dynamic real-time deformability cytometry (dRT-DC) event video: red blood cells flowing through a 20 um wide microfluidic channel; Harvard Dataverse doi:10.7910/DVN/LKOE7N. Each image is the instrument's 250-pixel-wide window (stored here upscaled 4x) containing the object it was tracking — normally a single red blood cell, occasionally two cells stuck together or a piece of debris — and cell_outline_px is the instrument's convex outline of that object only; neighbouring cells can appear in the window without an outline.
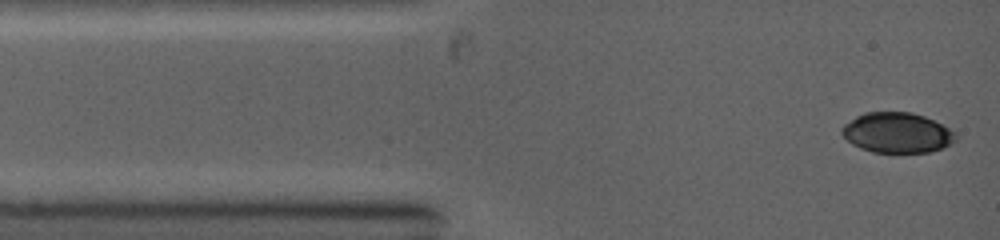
{"species": "common noctule bat (a hibernating species)", "species_latin": "Nyctalus noctula", "temperature_condition": "warm", "stored_images_in_passage": 31, "camera_frame_rate_fps": 5000, "um_per_image_px": 0.085, "animal": {"sex": "female", "body_mass_g": 19.0, "forearm_length_mm": 53.3}, "frame": {"image": 1, "passage_image": 1, "time_ms": 0.0, "image_size_px": [1000, 240], "cell_outline_px": [[956, 140], [952, 144], [944, 148], [928, 152], [872, 152], [860, 148], [852, 144], [840, 132], [840, 128], [844, 124], [856, 116], [864, 112], [912, 112], [924, 116], [956, 132]], "centroid_in_image_um": [76.24, 11.28], "position_along_channel_um": 8.8, "area_um2": 26.76}}
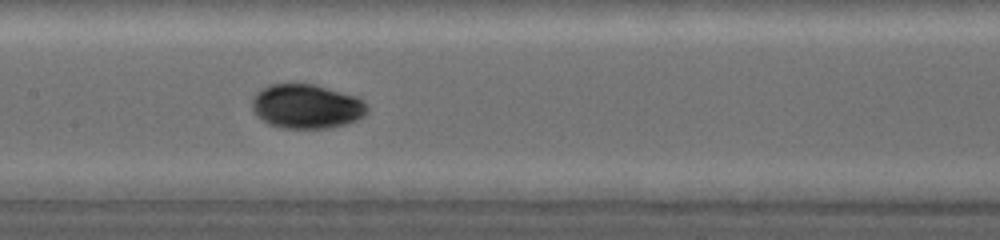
{"frame": {"image": 2, "passage_image": 16, "time_ms": 5.0, "image_size_px": [1000, 240], "cell_outline_px": [[368, 112], [364, 116], [356, 120], [344, 124], [324, 128], [284, 128], [268, 124], [256, 116], [252, 108], [252, 100], [256, 92], [268, 84], [316, 84], [356, 96], [364, 100], [368, 108]], "centroid_in_image_um": [26.05, 9.03], "position_along_channel_um": 181.3, "area_um2": 29.88}}
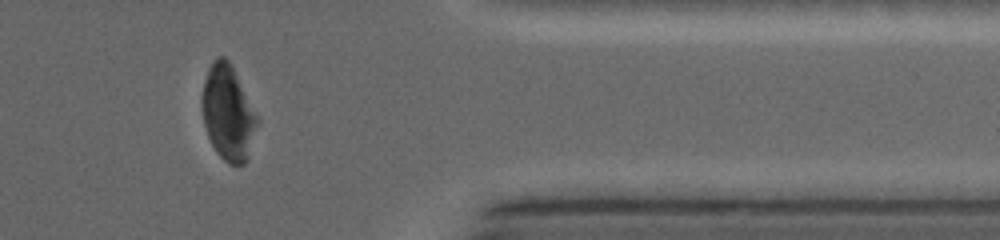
{"frame": {"image": 3, "passage_image": 31, "time_ms": 10.0, "image_size_px": [1000, 240], "cell_outline_px": [[260, 120], [248, 160], [244, 164], [228, 164], [216, 152], [208, 136], [204, 124], [200, 104], [200, 96], [204, 80], [208, 68], [212, 60], [216, 56], [224, 56], [228, 60], [260, 116]], "centroid_in_image_um": [19.4, 9.59], "position_along_channel_um": 392.0, "area_um2": 31.39}}